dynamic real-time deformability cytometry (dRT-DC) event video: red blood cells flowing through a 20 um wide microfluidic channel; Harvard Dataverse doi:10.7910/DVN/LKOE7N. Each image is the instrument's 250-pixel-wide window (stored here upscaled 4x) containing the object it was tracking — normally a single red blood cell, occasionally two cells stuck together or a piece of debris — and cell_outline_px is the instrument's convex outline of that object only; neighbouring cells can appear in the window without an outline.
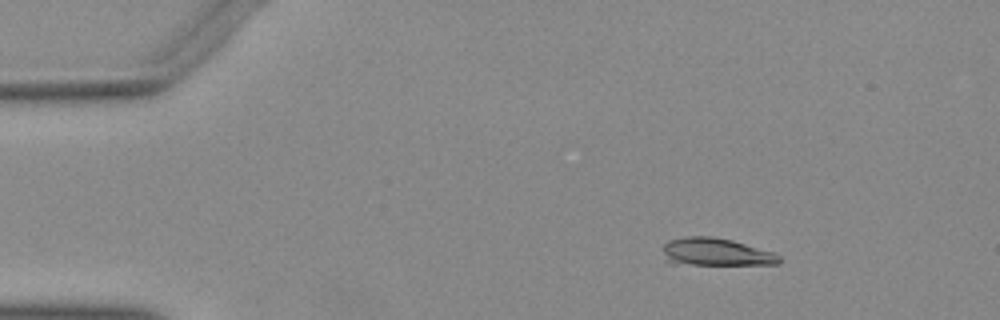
{"species": "Egyptian fruit bat (a non-hibernating species)", "species_latin": "Rousettus aegyptiacus", "temperature_condition": "warm", "stored_images_in_passage": 45, "camera_frame_rate_fps": 3000, "um_per_image_px": 0.085, "animal": {"sex": "female"}, "frame": {"image": 1, "passage_image": 1, "time_ms": 0.0, "image_size_px": [1000, 320], "cell_outline_px": [[784, 260], [780, 264], [668, 264], [664, 260], [664, 244], [668, 240], [684, 236], [712, 236], [732, 240], [776, 252]], "centroid_in_image_um": [60.86, 21.42], "position_along_channel_um": 24.1, "area_um2": 19.13}}
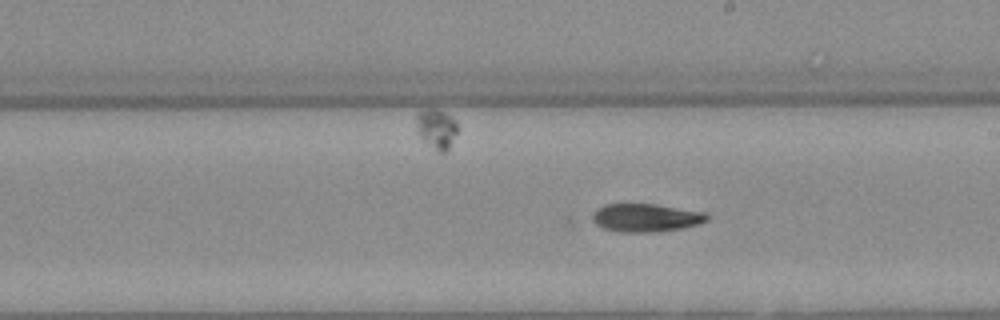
{"frame": {"image": 2, "passage_image": 23, "time_ms": 7.333, "image_size_px": [1000, 320], "cell_outline_px": [[708, 220], [700, 224], [684, 228], [652, 232], [620, 232], [604, 228], [596, 224], [592, 220], [592, 216], [596, 208], [604, 204], [656, 204], [708, 212]], "centroid_in_image_um": [54.93, 18.5], "position_along_channel_um": 234.1, "area_um2": 19.02}}
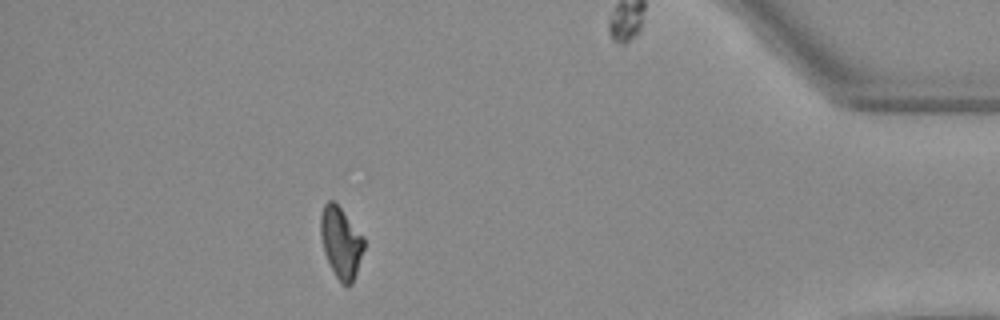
{"frame": {"image": 3, "passage_image": 40, "time_ms": 13.0, "image_size_px": [1000, 320], "cell_outline_px": [[364, 248], [352, 284], [344, 284], [336, 276], [324, 252], [320, 236], [320, 216], [324, 204], [328, 200], [332, 200], [340, 208], [364, 236]], "centroid_in_image_um": [28.97, 20.57], "position_along_channel_um": 406.2, "area_um2": 17.63}}